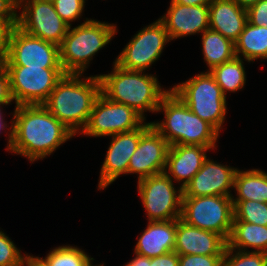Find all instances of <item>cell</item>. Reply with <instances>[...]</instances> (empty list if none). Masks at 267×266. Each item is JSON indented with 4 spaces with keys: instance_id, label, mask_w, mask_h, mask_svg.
Wrapping results in <instances>:
<instances>
[{
    "instance_id": "6da1fadb",
    "label": "cell",
    "mask_w": 267,
    "mask_h": 266,
    "mask_svg": "<svg viewBox=\"0 0 267 266\" xmlns=\"http://www.w3.org/2000/svg\"><path fill=\"white\" fill-rule=\"evenodd\" d=\"M10 153L31 163L43 160L76 135L42 104L15 106Z\"/></svg>"
},
{
    "instance_id": "7a4b0ae2",
    "label": "cell",
    "mask_w": 267,
    "mask_h": 266,
    "mask_svg": "<svg viewBox=\"0 0 267 266\" xmlns=\"http://www.w3.org/2000/svg\"><path fill=\"white\" fill-rule=\"evenodd\" d=\"M100 94L98 74H65L42 105L75 135H80Z\"/></svg>"
},
{
    "instance_id": "3957f363",
    "label": "cell",
    "mask_w": 267,
    "mask_h": 266,
    "mask_svg": "<svg viewBox=\"0 0 267 266\" xmlns=\"http://www.w3.org/2000/svg\"><path fill=\"white\" fill-rule=\"evenodd\" d=\"M99 77L101 92L109 100L131 107L145 120V112L157 113L162 98L171 90L161 87L156 74L127 70L115 62L110 73Z\"/></svg>"
},
{
    "instance_id": "277c9868",
    "label": "cell",
    "mask_w": 267,
    "mask_h": 266,
    "mask_svg": "<svg viewBox=\"0 0 267 266\" xmlns=\"http://www.w3.org/2000/svg\"><path fill=\"white\" fill-rule=\"evenodd\" d=\"M164 119L151 125L171 145H201L212 151L217 147L220 133L207 121L200 119L171 90L162 98L157 113Z\"/></svg>"
},
{
    "instance_id": "5b68a950",
    "label": "cell",
    "mask_w": 267,
    "mask_h": 266,
    "mask_svg": "<svg viewBox=\"0 0 267 266\" xmlns=\"http://www.w3.org/2000/svg\"><path fill=\"white\" fill-rule=\"evenodd\" d=\"M77 25L69 26L59 45L60 63L66 74H84L90 61L118 32L116 24L91 18Z\"/></svg>"
},
{
    "instance_id": "8992f818",
    "label": "cell",
    "mask_w": 267,
    "mask_h": 266,
    "mask_svg": "<svg viewBox=\"0 0 267 266\" xmlns=\"http://www.w3.org/2000/svg\"><path fill=\"white\" fill-rule=\"evenodd\" d=\"M170 89L194 114L220 133L226 119L227 96L209 71L201 72Z\"/></svg>"
},
{
    "instance_id": "52a82bcc",
    "label": "cell",
    "mask_w": 267,
    "mask_h": 266,
    "mask_svg": "<svg viewBox=\"0 0 267 266\" xmlns=\"http://www.w3.org/2000/svg\"><path fill=\"white\" fill-rule=\"evenodd\" d=\"M180 219L217 233L227 242L234 219L232 196H182Z\"/></svg>"
},
{
    "instance_id": "ba28073f",
    "label": "cell",
    "mask_w": 267,
    "mask_h": 266,
    "mask_svg": "<svg viewBox=\"0 0 267 266\" xmlns=\"http://www.w3.org/2000/svg\"><path fill=\"white\" fill-rule=\"evenodd\" d=\"M15 106L43 104L66 74L62 68L5 66Z\"/></svg>"
},
{
    "instance_id": "9c48e42d",
    "label": "cell",
    "mask_w": 267,
    "mask_h": 266,
    "mask_svg": "<svg viewBox=\"0 0 267 266\" xmlns=\"http://www.w3.org/2000/svg\"><path fill=\"white\" fill-rule=\"evenodd\" d=\"M137 191L148 221H168L181 216L183 189L165 173L137 181Z\"/></svg>"
},
{
    "instance_id": "30bf717a",
    "label": "cell",
    "mask_w": 267,
    "mask_h": 266,
    "mask_svg": "<svg viewBox=\"0 0 267 266\" xmlns=\"http://www.w3.org/2000/svg\"><path fill=\"white\" fill-rule=\"evenodd\" d=\"M169 41L164 24L157 19L137 31L114 62L127 70L146 71L158 61Z\"/></svg>"
},
{
    "instance_id": "8fae6325",
    "label": "cell",
    "mask_w": 267,
    "mask_h": 266,
    "mask_svg": "<svg viewBox=\"0 0 267 266\" xmlns=\"http://www.w3.org/2000/svg\"><path fill=\"white\" fill-rule=\"evenodd\" d=\"M145 123L131 107L109 100L102 92L96 99L89 121L80 135L105 137L130 132Z\"/></svg>"
},
{
    "instance_id": "7c38bea8",
    "label": "cell",
    "mask_w": 267,
    "mask_h": 266,
    "mask_svg": "<svg viewBox=\"0 0 267 266\" xmlns=\"http://www.w3.org/2000/svg\"><path fill=\"white\" fill-rule=\"evenodd\" d=\"M2 62L5 66L62 68L57 44L31 36L16 25L10 32L8 50Z\"/></svg>"
},
{
    "instance_id": "4fadbf2b",
    "label": "cell",
    "mask_w": 267,
    "mask_h": 266,
    "mask_svg": "<svg viewBox=\"0 0 267 266\" xmlns=\"http://www.w3.org/2000/svg\"><path fill=\"white\" fill-rule=\"evenodd\" d=\"M15 24L25 33L58 46L69 28L55 11L53 3L35 0H24L21 3L15 13Z\"/></svg>"
},
{
    "instance_id": "5bb4252c",
    "label": "cell",
    "mask_w": 267,
    "mask_h": 266,
    "mask_svg": "<svg viewBox=\"0 0 267 266\" xmlns=\"http://www.w3.org/2000/svg\"><path fill=\"white\" fill-rule=\"evenodd\" d=\"M151 122H145L141 127L119 133L111 137L109 148L100 169L98 190H104L121 175H128V165L131 156L136 151L140 137L151 127Z\"/></svg>"
},
{
    "instance_id": "9a60e30c",
    "label": "cell",
    "mask_w": 267,
    "mask_h": 266,
    "mask_svg": "<svg viewBox=\"0 0 267 266\" xmlns=\"http://www.w3.org/2000/svg\"><path fill=\"white\" fill-rule=\"evenodd\" d=\"M170 144L151 126L141 137L131 156L128 174H136L138 181L164 173Z\"/></svg>"
},
{
    "instance_id": "2e32d148",
    "label": "cell",
    "mask_w": 267,
    "mask_h": 266,
    "mask_svg": "<svg viewBox=\"0 0 267 266\" xmlns=\"http://www.w3.org/2000/svg\"><path fill=\"white\" fill-rule=\"evenodd\" d=\"M237 169L207 158L183 189V196H233L231 189H234Z\"/></svg>"
},
{
    "instance_id": "e0dca14e",
    "label": "cell",
    "mask_w": 267,
    "mask_h": 266,
    "mask_svg": "<svg viewBox=\"0 0 267 266\" xmlns=\"http://www.w3.org/2000/svg\"><path fill=\"white\" fill-rule=\"evenodd\" d=\"M165 15L159 20L164 24L171 41L209 29V5H181L173 0Z\"/></svg>"
},
{
    "instance_id": "ac0fdd59",
    "label": "cell",
    "mask_w": 267,
    "mask_h": 266,
    "mask_svg": "<svg viewBox=\"0 0 267 266\" xmlns=\"http://www.w3.org/2000/svg\"><path fill=\"white\" fill-rule=\"evenodd\" d=\"M227 242L217 233L176 219L174 251L179 255H224Z\"/></svg>"
},
{
    "instance_id": "d6986e66",
    "label": "cell",
    "mask_w": 267,
    "mask_h": 266,
    "mask_svg": "<svg viewBox=\"0 0 267 266\" xmlns=\"http://www.w3.org/2000/svg\"><path fill=\"white\" fill-rule=\"evenodd\" d=\"M210 150L201 145H171L164 173L184 189L201 169Z\"/></svg>"
},
{
    "instance_id": "ffe728a7",
    "label": "cell",
    "mask_w": 267,
    "mask_h": 266,
    "mask_svg": "<svg viewBox=\"0 0 267 266\" xmlns=\"http://www.w3.org/2000/svg\"><path fill=\"white\" fill-rule=\"evenodd\" d=\"M247 10L234 0H213L209 4V28L235 43L247 23Z\"/></svg>"
},
{
    "instance_id": "44dd1931",
    "label": "cell",
    "mask_w": 267,
    "mask_h": 266,
    "mask_svg": "<svg viewBox=\"0 0 267 266\" xmlns=\"http://www.w3.org/2000/svg\"><path fill=\"white\" fill-rule=\"evenodd\" d=\"M176 219L168 221H148L147 227L137 237L134 253L154 258L174 251Z\"/></svg>"
},
{
    "instance_id": "7402d4cb",
    "label": "cell",
    "mask_w": 267,
    "mask_h": 266,
    "mask_svg": "<svg viewBox=\"0 0 267 266\" xmlns=\"http://www.w3.org/2000/svg\"><path fill=\"white\" fill-rule=\"evenodd\" d=\"M227 247L240 251L267 254V226L247 222H233Z\"/></svg>"
},
{
    "instance_id": "603a6c76",
    "label": "cell",
    "mask_w": 267,
    "mask_h": 266,
    "mask_svg": "<svg viewBox=\"0 0 267 266\" xmlns=\"http://www.w3.org/2000/svg\"><path fill=\"white\" fill-rule=\"evenodd\" d=\"M235 44V55L254 62L267 59V27L255 26L248 21Z\"/></svg>"
},
{
    "instance_id": "cb8c5ba5",
    "label": "cell",
    "mask_w": 267,
    "mask_h": 266,
    "mask_svg": "<svg viewBox=\"0 0 267 266\" xmlns=\"http://www.w3.org/2000/svg\"><path fill=\"white\" fill-rule=\"evenodd\" d=\"M236 197L232 200H252L267 203V172L262 169H237L234 178Z\"/></svg>"
},
{
    "instance_id": "d4e9b609",
    "label": "cell",
    "mask_w": 267,
    "mask_h": 266,
    "mask_svg": "<svg viewBox=\"0 0 267 266\" xmlns=\"http://www.w3.org/2000/svg\"><path fill=\"white\" fill-rule=\"evenodd\" d=\"M201 35L202 54L208 67L207 71H211L215 66L230 61L236 56L235 44L219 32L209 28Z\"/></svg>"
},
{
    "instance_id": "484cf974",
    "label": "cell",
    "mask_w": 267,
    "mask_h": 266,
    "mask_svg": "<svg viewBox=\"0 0 267 266\" xmlns=\"http://www.w3.org/2000/svg\"><path fill=\"white\" fill-rule=\"evenodd\" d=\"M244 61L246 60L235 56L232 60L215 66L209 71L214 76L225 96L228 92L235 93L246 85L247 77Z\"/></svg>"
},
{
    "instance_id": "4316f807",
    "label": "cell",
    "mask_w": 267,
    "mask_h": 266,
    "mask_svg": "<svg viewBox=\"0 0 267 266\" xmlns=\"http://www.w3.org/2000/svg\"><path fill=\"white\" fill-rule=\"evenodd\" d=\"M47 266H97L93 265V257L77 246L62 245L52 248L41 258Z\"/></svg>"
},
{
    "instance_id": "83f0119b",
    "label": "cell",
    "mask_w": 267,
    "mask_h": 266,
    "mask_svg": "<svg viewBox=\"0 0 267 266\" xmlns=\"http://www.w3.org/2000/svg\"><path fill=\"white\" fill-rule=\"evenodd\" d=\"M233 222H247L267 226V203L252 200H232Z\"/></svg>"
},
{
    "instance_id": "f1b7e54d",
    "label": "cell",
    "mask_w": 267,
    "mask_h": 266,
    "mask_svg": "<svg viewBox=\"0 0 267 266\" xmlns=\"http://www.w3.org/2000/svg\"><path fill=\"white\" fill-rule=\"evenodd\" d=\"M222 266H267V254L240 251L226 246Z\"/></svg>"
},
{
    "instance_id": "f546056e",
    "label": "cell",
    "mask_w": 267,
    "mask_h": 266,
    "mask_svg": "<svg viewBox=\"0 0 267 266\" xmlns=\"http://www.w3.org/2000/svg\"><path fill=\"white\" fill-rule=\"evenodd\" d=\"M26 254H22L14 241L0 230V266H23Z\"/></svg>"
},
{
    "instance_id": "4dcf8cb0",
    "label": "cell",
    "mask_w": 267,
    "mask_h": 266,
    "mask_svg": "<svg viewBox=\"0 0 267 266\" xmlns=\"http://www.w3.org/2000/svg\"><path fill=\"white\" fill-rule=\"evenodd\" d=\"M86 0H54L53 5L58 15L69 25L83 16Z\"/></svg>"
},
{
    "instance_id": "1f68e13d",
    "label": "cell",
    "mask_w": 267,
    "mask_h": 266,
    "mask_svg": "<svg viewBox=\"0 0 267 266\" xmlns=\"http://www.w3.org/2000/svg\"><path fill=\"white\" fill-rule=\"evenodd\" d=\"M224 255H179V266H222Z\"/></svg>"
},
{
    "instance_id": "d6a6232c",
    "label": "cell",
    "mask_w": 267,
    "mask_h": 266,
    "mask_svg": "<svg viewBox=\"0 0 267 266\" xmlns=\"http://www.w3.org/2000/svg\"><path fill=\"white\" fill-rule=\"evenodd\" d=\"M15 25V15H0V61L5 59L10 32Z\"/></svg>"
},
{
    "instance_id": "836d02e7",
    "label": "cell",
    "mask_w": 267,
    "mask_h": 266,
    "mask_svg": "<svg viewBox=\"0 0 267 266\" xmlns=\"http://www.w3.org/2000/svg\"><path fill=\"white\" fill-rule=\"evenodd\" d=\"M247 20L255 26L267 27V0H260L247 9Z\"/></svg>"
},
{
    "instance_id": "e575fe53",
    "label": "cell",
    "mask_w": 267,
    "mask_h": 266,
    "mask_svg": "<svg viewBox=\"0 0 267 266\" xmlns=\"http://www.w3.org/2000/svg\"><path fill=\"white\" fill-rule=\"evenodd\" d=\"M12 102L14 100L11 95L9 75L4 63L0 61V103Z\"/></svg>"
},
{
    "instance_id": "d590c367",
    "label": "cell",
    "mask_w": 267,
    "mask_h": 266,
    "mask_svg": "<svg viewBox=\"0 0 267 266\" xmlns=\"http://www.w3.org/2000/svg\"><path fill=\"white\" fill-rule=\"evenodd\" d=\"M150 266H179V254L175 251L150 258Z\"/></svg>"
},
{
    "instance_id": "8d00e7d4",
    "label": "cell",
    "mask_w": 267,
    "mask_h": 266,
    "mask_svg": "<svg viewBox=\"0 0 267 266\" xmlns=\"http://www.w3.org/2000/svg\"><path fill=\"white\" fill-rule=\"evenodd\" d=\"M10 104H12V103H0V134L2 133V130H4L5 131V133L7 132V135H8V138H7V146H6V151H9V149H10V147H11V144H12V138H13V119H11L10 120V123H11V125L9 126H7V121H3V120H5L4 118H3V115H5V114H3V111H2V109L4 108V106H9ZM7 128H8V131H6L7 130ZM6 129V130H5Z\"/></svg>"
},
{
    "instance_id": "74e56055",
    "label": "cell",
    "mask_w": 267,
    "mask_h": 266,
    "mask_svg": "<svg viewBox=\"0 0 267 266\" xmlns=\"http://www.w3.org/2000/svg\"><path fill=\"white\" fill-rule=\"evenodd\" d=\"M135 257L123 266H150V258L134 253Z\"/></svg>"
},
{
    "instance_id": "f35d334b",
    "label": "cell",
    "mask_w": 267,
    "mask_h": 266,
    "mask_svg": "<svg viewBox=\"0 0 267 266\" xmlns=\"http://www.w3.org/2000/svg\"><path fill=\"white\" fill-rule=\"evenodd\" d=\"M23 266H47L46 263L39 256H33L26 254L23 262Z\"/></svg>"
},
{
    "instance_id": "ab89813d",
    "label": "cell",
    "mask_w": 267,
    "mask_h": 266,
    "mask_svg": "<svg viewBox=\"0 0 267 266\" xmlns=\"http://www.w3.org/2000/svg\"><path fill=\"white\" fill-rule=\"evenodd\" d=\"M24 0H0V3L7 9L14 13H17L21 3Z\"/></svg>"
},
{
    "instance_id": "60d3db41",
    "label": "cell",
    "mask_w": 267,
    "mask_h": 266,
    "mask_svg": "<svg viewBox=\"0 0 267 266\" xmlns=\"http://www.w3.org/2000/svg\"><path fill=\"white\" fill-rule=\"evenodd\" d=\"M175 3L181 4V5H209L213 0H173Z\"/></svg>"
},
{
    "instance_id": "b9f144b4",
    "label": "cell",
    "mask_w": 267,
    "mask_h": 266,
    "mask_svg": "<svg viewBox=\"0 0 267 266\" xmlns=\"http://www.w3.org/2000/svg\"><path fill=\"white\" fill-rule=\"evenodd\" d=\"M234 1H236L240 7L247 10L249 7L255 5L260 0H234Z\"/></svg>"
},
{
    "instance_id": "7bdbcfd3",
    "label": "cell",
    "mask_w": 267,
    "mask_h": 266,
    "mask_svg": "<svg viewBox=\"0 0 267 266\" xmlns=\"http://www.w3.org/2000/svg\"><path fill=\"white\" fill-rule=\"evenodd\" d=\"M0 15H15L14 12L7 10L1 3H0Z\"/></svg>"
},
{
    "instance_id": "ee69618b",
    "label": "cell",
    "mask_w": 267,
    "mask_h": 266,
    "mask_svg": "<svg viewBox=\"0 0 267 266\" xmlns=\"http://www.w3.org/2000/svg\"><path fill=\"white\" fill-rule=\"evenodd\" d=\"M35 1L49 2V3H53L54 2V0H35Z\"/></svg>"
}]
</instances>
